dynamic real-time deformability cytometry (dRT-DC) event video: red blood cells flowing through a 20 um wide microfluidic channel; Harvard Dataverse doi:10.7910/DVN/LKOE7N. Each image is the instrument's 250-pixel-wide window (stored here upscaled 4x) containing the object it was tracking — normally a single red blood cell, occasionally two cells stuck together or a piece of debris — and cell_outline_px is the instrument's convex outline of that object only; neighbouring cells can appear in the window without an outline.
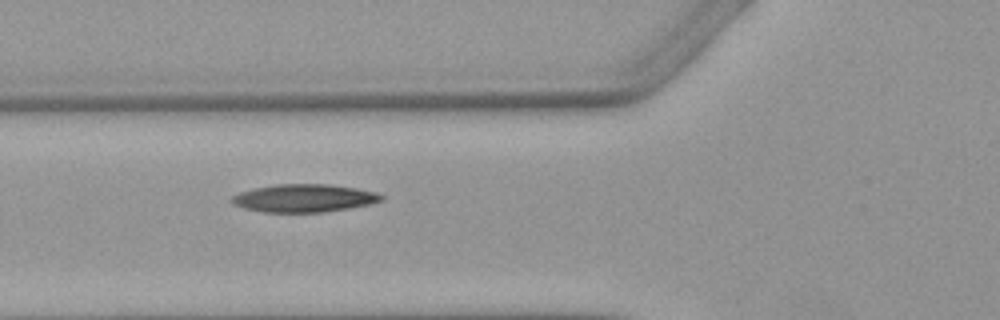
{"species": "Egyptian fruit bat (a non-hibernating species)", "species_latin": "Rousettus aegyptiacus", "temperature_condition": "warm", "stored_images_in_passage": 3, "camera_frame_rate_fps": 3000, "um_per_image_px": 0.085, "animal": {"sex": "female"}, "frame": {"image": 1, "passage_image": 3, "time_ms": 3.0, "image_size_px": [1000, 320], "cell_outline_px": [[384, 200], [372, 204], [324, 212], [264, 212], [244, 208], [232, 204], [228, 200], [232, 196], [240, 192], [256, 188], [276, 184], [328, 184], [356, 188], [376, 192], [384, 196]], "centroid_in_image_um": [25.85, 16.84], "position_along_channel_um": 100.0, "area_um2": 24.39}}